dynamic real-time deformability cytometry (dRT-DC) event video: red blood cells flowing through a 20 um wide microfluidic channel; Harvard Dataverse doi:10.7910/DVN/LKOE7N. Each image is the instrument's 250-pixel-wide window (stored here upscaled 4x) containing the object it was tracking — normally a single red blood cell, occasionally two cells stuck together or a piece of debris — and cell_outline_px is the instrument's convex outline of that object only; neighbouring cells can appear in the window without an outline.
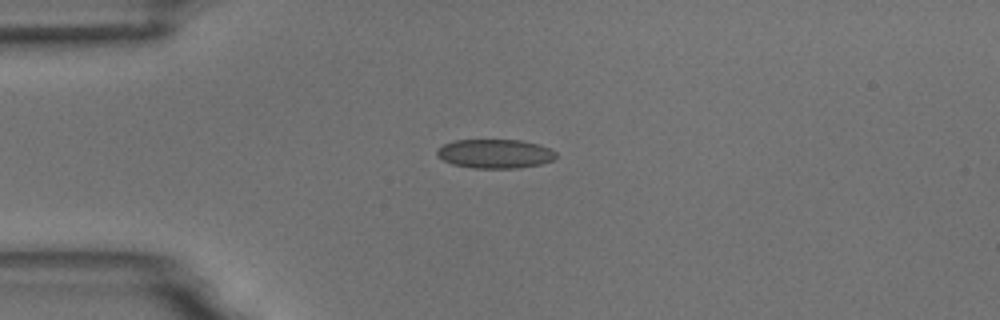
{"species": "common noctule bat (a hibernating species)", "species_latin": "Nyctalus noctula", "temperature_condition": "room temperature", "stored_images_in_passage": 7, "camera_frame_rate_fps": 3000, "um_per_image_px": 0.085, "animal": {"sex": "male", "body_mass_g": 18.8}, "frame": {"image": 1, "passage_image": 3, "time_ms": 2.333, "image_size_px": [1000, 320], "cell_outline_px": [[556, 156], [552, 160], [540, 164], [516, 168], [472, 168], [452, 164], [444, 160], [436, 152], [444, 144], [456, 140], [520, 140], [536, 144], [548, 148], [556, 152]], "centroid_in_image_um": [42.08, 13.07], "position_along_channel_um": 42.9, "area_um2": 19.83}}